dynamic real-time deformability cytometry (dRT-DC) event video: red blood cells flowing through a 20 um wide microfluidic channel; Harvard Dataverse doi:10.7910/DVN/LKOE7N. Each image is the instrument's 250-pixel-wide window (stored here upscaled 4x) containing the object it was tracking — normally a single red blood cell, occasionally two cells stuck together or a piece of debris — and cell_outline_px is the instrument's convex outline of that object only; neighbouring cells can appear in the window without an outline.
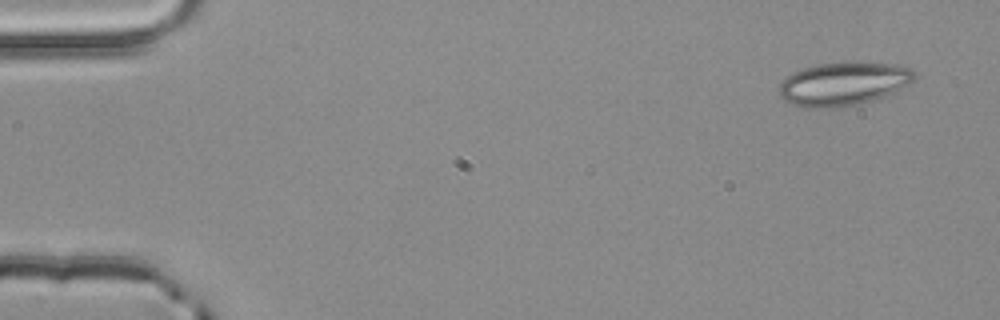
{"species": "common noctule bat (a hibernating species)", "species_latin": "Nyctalus noctula", "temperature_condition": "room temperature", "stored_images_in_passage": 3, "camera_frame_rate_fps": 3000, "um_per_image_px": 0.085, "animal": {"sex": "male", "body_mass_g": 20.4}, "frame": {"image": 1, "passage_image": 1, "time_ms": 0.0, "image_size_px": [1000, 320], "cell_outline_px": [[916, 76], [908, 84], [884, 96], [872, 100], [856, 104], [832, 108], [800, 108], [788, 104], [780, 96], [780, 84], [792, 72], [804, 68], [820, 64], [844, 60], [856, 60], [896, 64], [912, 68], [916, 72]], "centroid_in_image_um": [71.69, 7.09], "position_along_channel_um": 13.3, "area_um2": 34.85}}